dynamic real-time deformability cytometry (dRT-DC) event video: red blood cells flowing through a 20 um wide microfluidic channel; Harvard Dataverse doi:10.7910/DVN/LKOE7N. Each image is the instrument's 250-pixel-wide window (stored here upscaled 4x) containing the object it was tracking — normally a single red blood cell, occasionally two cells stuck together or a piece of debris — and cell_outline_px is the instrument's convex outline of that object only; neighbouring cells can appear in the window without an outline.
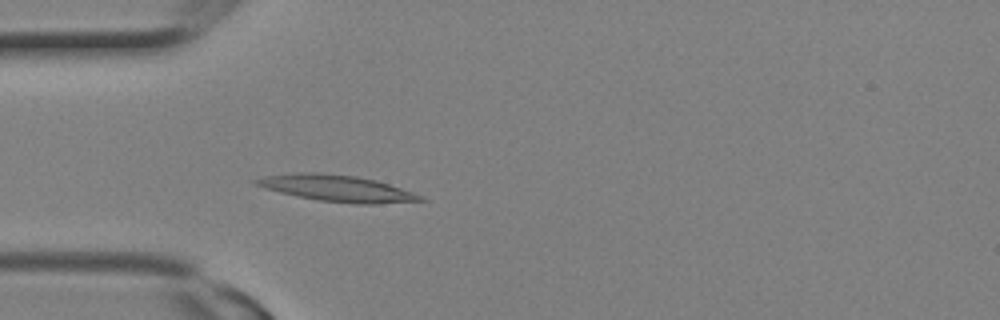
{"species": "Egyptian fruit bat (a non-hibernating species)", "species_latin": "Rousettus aegyptiacus", "temperature_condition": "room temperature", "stored_images_in_passage": 8, "camera_frame_rate_fps": 3000, "um_per_image_px": 0.085, "animal": {"sex": "female"}, "frame": {"image": 1, "passage_image": 3, "time_ms": 0.667, "image_size_px": [1000, 320], "cell_outline_px": [[428, 200], [376, 204], [356, 204], [320, 200], [280, 192], [264, 188], [256, 184], [252, 180], [264, 176], [296, 172], [320, 172], [356, 176], [376, 180], [424, 196]], "centroid_in_image_um": [28.66, 16.0], "position_along_channel_um": 56.3, "area_um2": 25.14}}
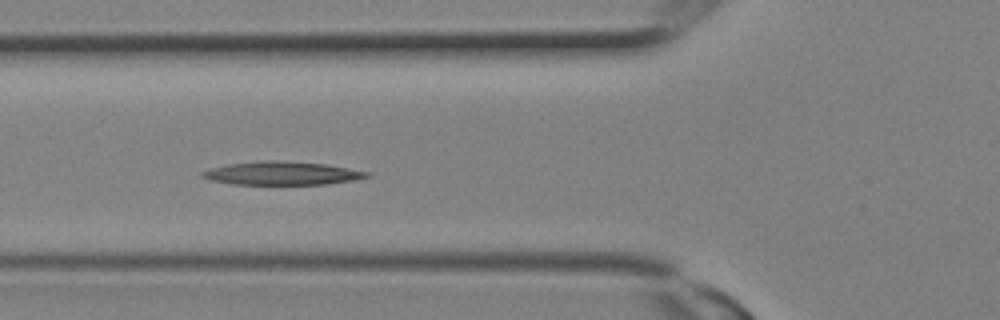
{"frame": {"image": 2, "passage_image": 5, "time_ms": 1.333, "image_size_px": [1000, 320], "cell_outline_px": [[368, 176], [352, 180], [324, 184], [232, 184], [212, 180], [200, 176], [200, 172], [208, 168], [228, 164], [256, 160], [284, 160], [324, 164], [368, 172]], "centroid_in_image_um": [23.85, 14.71], "position_along_channel_um": 102.0, "area_um2": 22.25}}
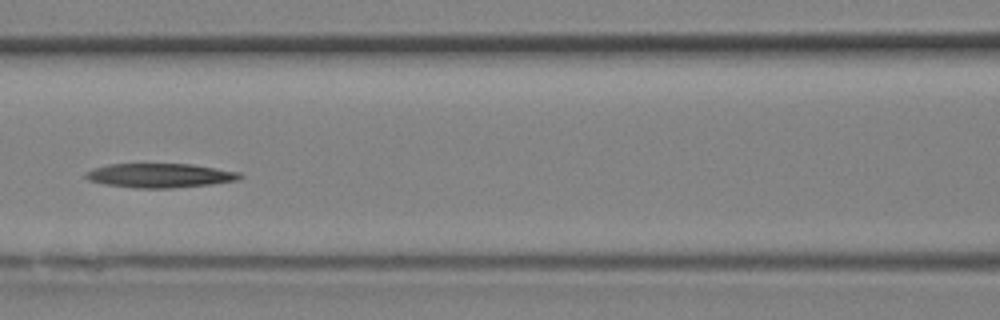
{"frame": {"image": 3, "passage_image": 7, "time_ms": 2.0, "image_size_px": [1000, 320], "cell_outline_px": [[244, 176], [236, 180], [212, 184], [172, 188], [136, 188], [108, 184], [88, 180], [84, 176], [84, 172], [108, 164], [192, 164], [240, 172]], "centroid_in_image_um": [13.61, 14.91], "position_along_channel_um": 153.0, "area_um2": 21.62}}